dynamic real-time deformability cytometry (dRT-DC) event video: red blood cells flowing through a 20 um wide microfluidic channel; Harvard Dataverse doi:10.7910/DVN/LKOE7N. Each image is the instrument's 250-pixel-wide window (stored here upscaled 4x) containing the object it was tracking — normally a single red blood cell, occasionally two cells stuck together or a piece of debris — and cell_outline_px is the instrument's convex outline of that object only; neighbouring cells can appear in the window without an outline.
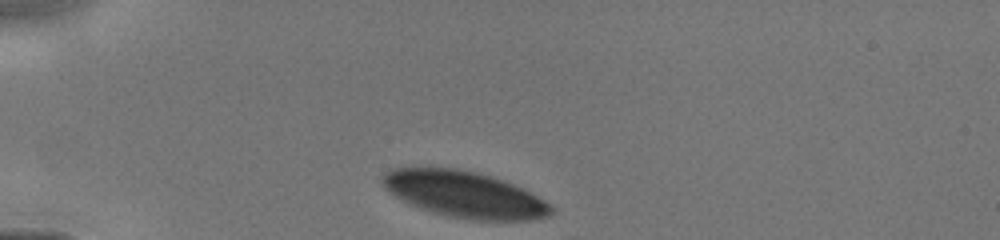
{"species": "human", "species_latin": "Homo sapiens", "temperature_condition": "cold", "stored_images_in_passage": 5, "camera_frame_rate_fps": 3000, "um_per_image_px": 0.085, "donor": {"sex": "male"}, "frame": {"image": 1, "passage_image": 1, "time_ms": 0.0, "image_size_px": [1000, 240], "cell_outline_px": [[556, 208], [552, 216], [532, 220], [472, 220], [448, 216], [432, 212], [420, 208], [388, 192], [384, 188], [380, 180], [380, 176], [396, 168], [456, 168], [476, 172], [492, 176], [512, 184], [544, 200]], "centroid_in_image_um": [39.5, 16.54], "position_along_channel_um": 45.5, "area_um2": 45.32}}